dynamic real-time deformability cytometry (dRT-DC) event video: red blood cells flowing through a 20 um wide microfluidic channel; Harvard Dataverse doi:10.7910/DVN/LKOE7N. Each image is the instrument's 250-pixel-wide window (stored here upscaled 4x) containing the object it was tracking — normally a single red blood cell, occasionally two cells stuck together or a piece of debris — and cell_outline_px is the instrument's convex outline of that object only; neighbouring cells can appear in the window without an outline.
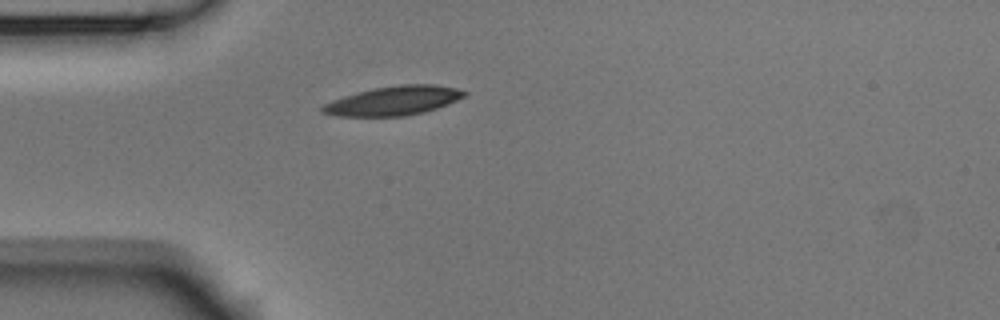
{"species": "Egyptian fruit bat (a non-hibernating species)", "species_latin": "Rousettus aegyptiacus", "temperature_condition": "room temperature", "stored_images_in_passage": 1, "camera_frame_rate_fps": 3000, "um_per_image_px": 0.085, "animal": {"sex": "male"}, "frame": {"image": 1, "passage_image": 1, "time_ms": 0.0, "image_size_px": [1000, 320], "cell_outline_px": [[468, 92], [464, 96], [448, 104], [424, 112], [404, 116], [336, 116], [320, 112], [320, 108], [324, 104], [332, 100], [344, 96], [372, 88], [400, 84], [436, 84], [456, 88]], "centroid_in_image_um": [33.44, 8.55], "position_along_channel_um": 51.6, "area_um2": 24.1}}